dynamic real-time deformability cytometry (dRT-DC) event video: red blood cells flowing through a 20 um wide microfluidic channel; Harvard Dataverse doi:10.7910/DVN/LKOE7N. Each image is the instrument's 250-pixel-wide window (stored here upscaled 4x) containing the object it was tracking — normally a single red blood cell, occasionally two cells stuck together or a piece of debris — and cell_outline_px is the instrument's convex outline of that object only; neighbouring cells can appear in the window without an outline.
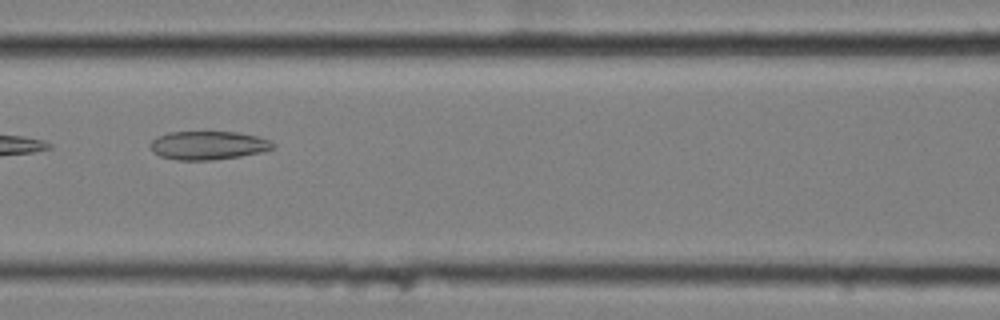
{"species": "common noctule bat (a hibernating species)", "species_latin": "Nyctalus noctula", "temperature_condition": "cold", "stored_images_in_passage": 10, "camera_frame_rate_fps": 3000, "um_per_image_px": 0.085, "animal": {"sex": "female", "body_mass_g": 25.1}, "frame": {"image": 1, "passage_image": 4, "time_ms": 1.0, "image_size_px": [1000, 320], "cell_outline_px": [[276, 148], [264, 152], [240, 156], [212, 160], [176, 160], [160, 156], [152, 152], [148, 144], [156, 136], [168, 132], [236, 132], [256, 136], [272, 140], [276, 144]], "centroid_in_image_um": [17.7, 12.36], "position_along_channel_um": 148.9, "area_um2": 20.75}}
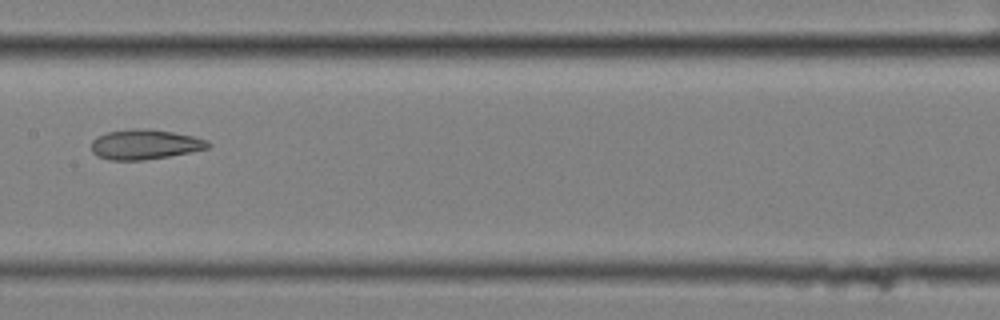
{"frame": {"image": 2, "passage_image": 5, "time_ms": 1.333, "image_size_px": [1000, 320], "cell_outline_px": [[212, 144], [208, 148], [168, 156], [144, 160], [108, 160], [96, 156], [92, 152], [92, 140], [96, 136], [108, 132], [136, 128], [148, 128], [172, 132], [192, 136], [208, 140]], "centroid_in_image_um": [12.29, 12.27], "position_along_channel_um": 195.1, "area_um2": 20.35}}
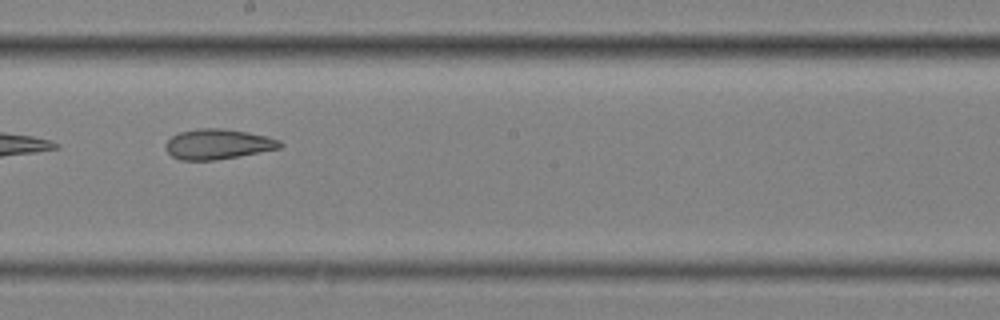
{"frame": {"image": 3, "passage_image": 6, "time_ms": 1.667, "image_size_px": [1000, 320], "cell_outline_px": [[284, 144], [280, 148], [216, 160], [180, 160], [172, 156], [168, 152], [164, 144], [172, 136], [180, 132], [196, 128], [220, 128], [248, 132], [268, 136], [280, 140]], "centroid_in_image_um": [18.52, 12.24], "position_along_channel_um": 229.7, "area_um2": 20.11}}